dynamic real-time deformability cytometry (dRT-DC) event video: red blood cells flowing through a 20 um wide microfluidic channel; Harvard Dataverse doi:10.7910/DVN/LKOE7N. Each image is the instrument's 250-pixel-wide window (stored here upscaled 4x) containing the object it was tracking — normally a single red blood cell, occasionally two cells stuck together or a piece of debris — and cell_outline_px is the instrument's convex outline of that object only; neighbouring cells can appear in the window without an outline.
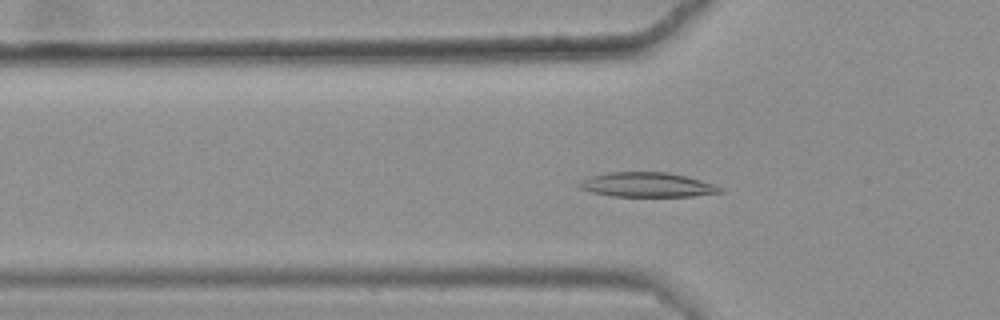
{"species": "common noctule bat (a hibernating species)", "species_latin": "Nyctalus noctula", "temperature_condition": "warm", "stored_images_in_passage": 47, "camera_frame_rate_fps": 3000, "um_per_image_px": 0.085, "animal": {"sex": "female", "body_mass_g": 25.1}, "frame": {"image": 1, "passage_image": 18, "time_ms": 5.667, "image_size_px": [1000, 320], "cell_outline_px": [[724, 192], [692, 196], [612, 196], [592, 192], [580, 188], [576, 184], [580, 180], [588, 176], [608, 172], [668, 172], [700, 180], [712, 184], [720, 188]], "centroid_in_image_um": [54.93, 15.7], "position_along_channel_um": 70.9, "area_um2": 20.06}}
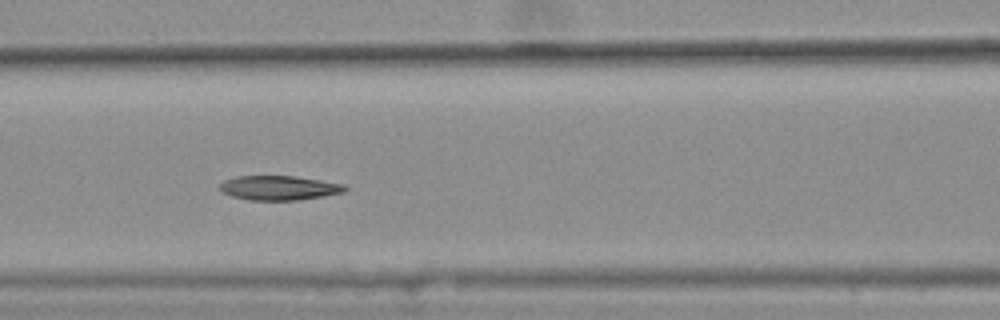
{"frame": {"image": 2, "passage_image": 24, "time_ms": 7.667, "image_size_px": [1000, 320], "cell_outline_px": [[348, 188], [344, 192], [296, 200], [248, 200], [232, 196], [216, 188], [224, 180], [236, 176], [296, 176], [344, 184]], "centroid_in_image_um": [23.68, 15.96], "position_along_channel_um": 142.9, "area_um2": 17.74}}
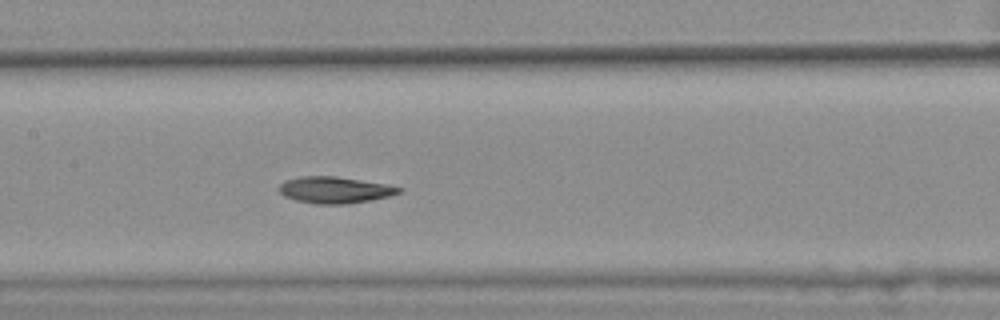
{"frame": {"image": 3, "passage_image": 27, "time_ms": 8.667, "image_size_px": [1000, 320], "cell_outline_px": [[404, 188], [400, 192], [388, 196], [372, 200], [348, 204], [316, 204], [296, 200], [284, 196], [276, 188], [280, 184], [288, 180], [300, 176], [336, 176], [384, 184]], "centroid_in_image_um": [28.43, 16.15], "position_along_channel_um": 179.0, "area_um2": 18.44}, "authors_computed_cell_mechanics": {"area_um2": 18.7272, "velocity_mm_per_s": 3.6126, "shape_relaxation_time_tau1_ms": 10.2506, "shape_relaxation_time_tau2_ms": 10.3725, "deformation_change_tau1": 0.2027, "deformation_change_tau2": 0.1432}}